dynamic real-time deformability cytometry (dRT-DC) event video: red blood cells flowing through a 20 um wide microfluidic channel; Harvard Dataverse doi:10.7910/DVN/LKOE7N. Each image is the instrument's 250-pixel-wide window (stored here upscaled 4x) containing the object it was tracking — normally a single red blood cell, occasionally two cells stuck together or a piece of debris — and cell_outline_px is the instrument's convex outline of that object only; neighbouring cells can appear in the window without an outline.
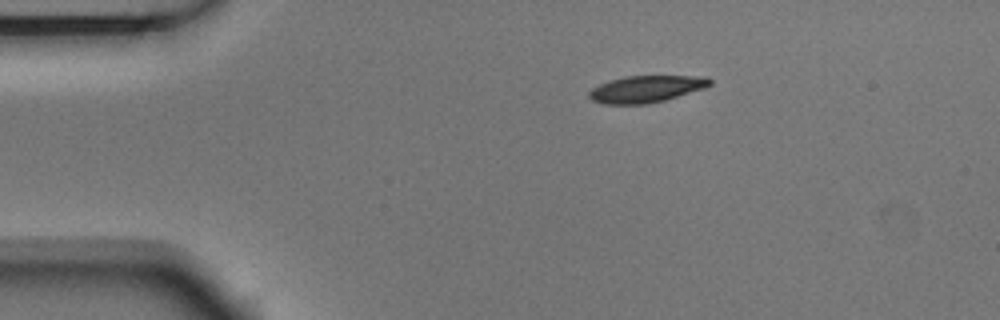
{"species": "Egyptian fruit bat (a non-hibernating species)", "species_latin": "Rousettus aegyptiacus", "temperature_condition": "room temperature", "stored_images_in_passage": 3, "camera_frame_rate_fps": 3000, "um_per_image_px": 0.085, "animal": {"sex": "male"}, "frame": {"image": 1, "passage_image": 1, "time_ms": 0.0, "image_size_px": [1000, 320], "cell_outline_px": [[712, 84], [704, 88], [664, 100], [644, 104], [604, 104], [592, 100], [588, 96], [588, 92], [592, 88], [608, 80], [624, 76], [708, 76], [712, 80]], "centroid_in_image_um": [54.91, 7.55], "position_along_channel_um": 30.1, "area_um2": 18.9}}
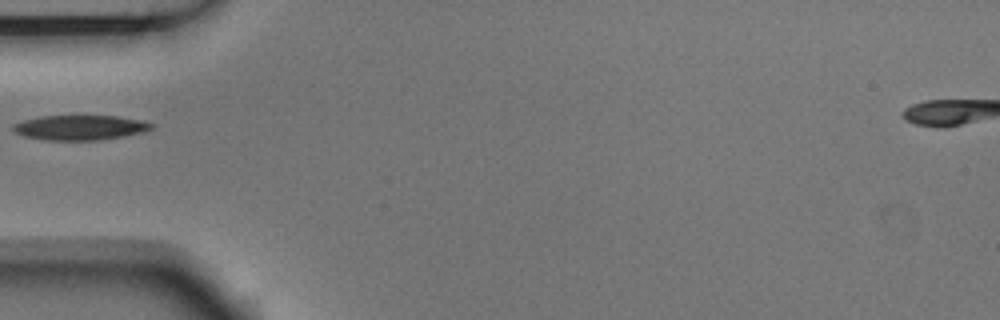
{"frame": {"image": 2, "passage_image": 3, "time_ms": 0.667, "image_size_px": [1000, 320], "cell_outline_px": [[152, 128], [140, 132], [120, 136], [96, 140], [44, 140], [24, 136], [16, 132], [12, 128], [12, 124], [24, 120], [40, 116], [116, 116], [140, 120], [152, 124]], "centroid_in_image_um": [6.72, 10.84], "position_along_channel_um": 78.3, "area_um2": 19.65}}